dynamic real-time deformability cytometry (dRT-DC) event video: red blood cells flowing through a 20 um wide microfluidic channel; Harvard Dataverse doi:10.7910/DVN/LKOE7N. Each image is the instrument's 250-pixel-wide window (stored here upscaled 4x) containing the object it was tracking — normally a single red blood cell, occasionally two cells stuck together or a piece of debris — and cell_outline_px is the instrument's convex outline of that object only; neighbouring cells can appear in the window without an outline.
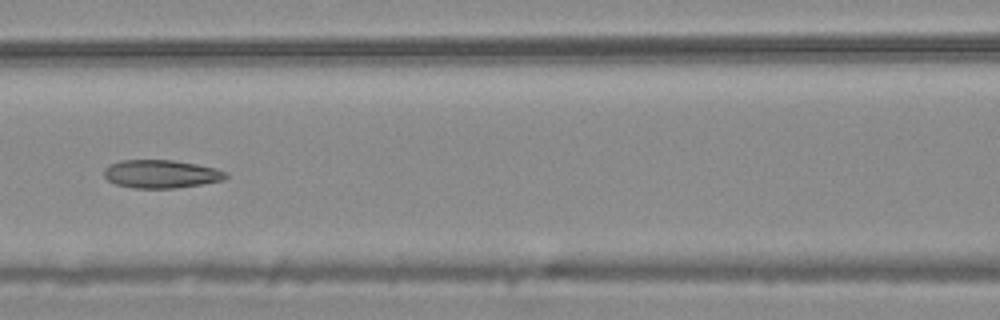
{"species": "common noctule bat (a hibernating species)", "species_latin": "Nyctalus noctula", "temperature_condition": "warm", "stored_images_in_passage": 9, "camera_frame_rate_fps": 3000, "um_per_image_px": 0.085, "animal": {"sex": "male", "body_mass_g": 20.4}, "frame": {"image": 1, "passage_image": 6, "time_ms": 1.667, "image_size_px": [1000, 320], "cell_outline_px": [[228, 176], [224, 180], [176, 188], [136, 188], [116, 184], [108, 180], [104, 176], [104, 168], [108, 164], [120, 160], [172, 160], [196, 164], [216, 168], [228, 172]], "centroid_in_image_um": [13.69, 14.78], "position_along_channel_um": 152.9, "area_um2": 20.06}}
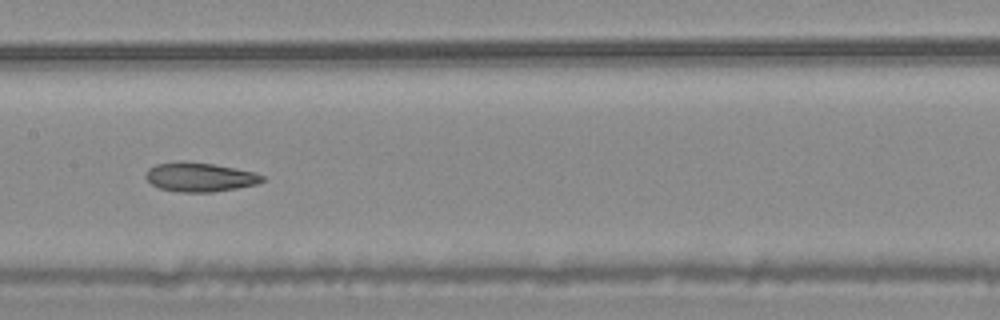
{"frame": {"image": 2, "passage_image": 7, "time_ms": 2.0, "image_size_px": [1000, 320], "cell_outline_px": [[264, 180], [256, 184], [236, 188], [212, 192], [180, 192], [160, 188], [152, 184], [144, 176], [148, 168], [156, 164], [180, 160], [212, 164], [256, 172], [264, 176]], "centroid_in_image_um": [16.96, 15.04], "position_along_channel_um": 190.4, "area_um2": 19.77}}
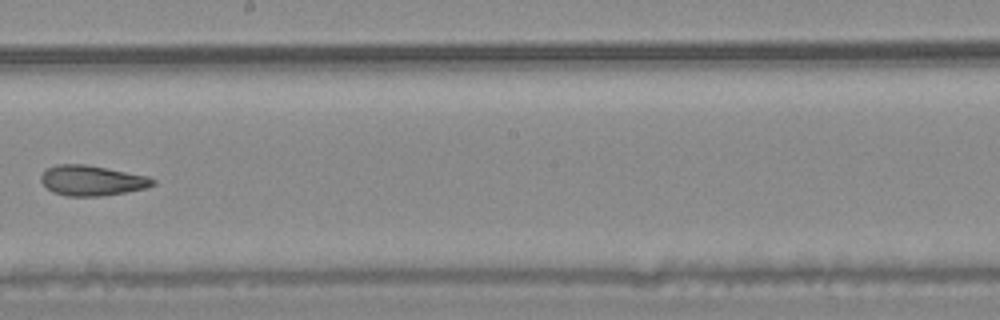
{"frame": {"image": 3, "passage_image": 8, "time_ms": 2.333, "image_size_px": [1000, 320], "cell_outline_px": [[156, 184], [144, 188], [124, 192], [100, 196], [68, 196], [52, 192], [40, 180], [40, 176], [48, 168], [56, 164], [84, 164], [148, 176], [156, 180]], "centroid_in_image_um": [7.8, 15.34], "position_along_channel_um": 240.4, "area_um2": 19.48}}